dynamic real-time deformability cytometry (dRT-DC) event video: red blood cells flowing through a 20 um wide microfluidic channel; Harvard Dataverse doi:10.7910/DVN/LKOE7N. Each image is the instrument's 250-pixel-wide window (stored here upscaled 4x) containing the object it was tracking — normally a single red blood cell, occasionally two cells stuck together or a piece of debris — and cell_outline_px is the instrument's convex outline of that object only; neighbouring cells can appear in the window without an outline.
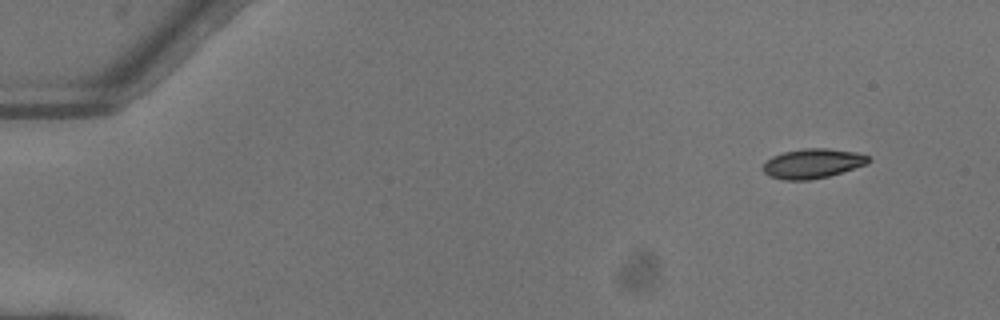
{"species": "common noctule bat (a hibernating species)", "species_latin": "Nyctalus noctula", "temperature_condition": "warm", "stored_images_in_passage": 48, "camera_frame_rate_fps": 3000, "um_per_image_px": 0.085, "animal": {"sex": "female"}, "frame": {"image": 1, "passage_image": 1, "time_ms": 0.0, "image_size_px": [1000, 320], "cell_outline_px": [[872, 160], [864, 164], [828, 176], [808, 180], [784, 180], [768, 176], [764, 172], [764, 164], [772, 156], [784, 152], [804, 148], [828, 148], [856, 152], [868, 156]], "centroid_in_image_um": [69.05, 13.89], "position_along_channel_um": 16.0, "area_um2": 17.92}}
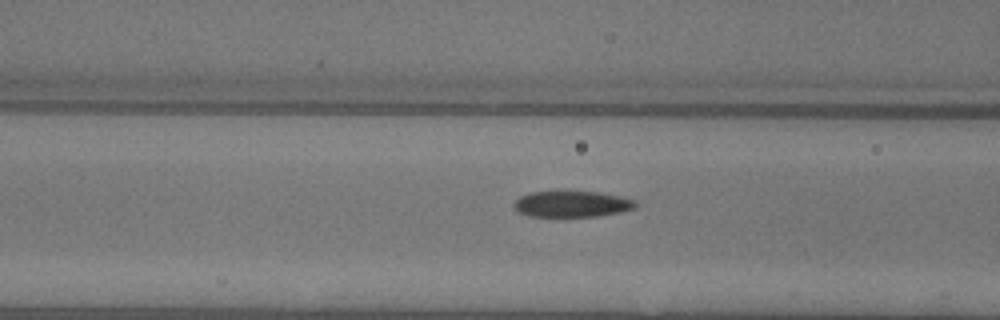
{"frame": {"image": 2, "passage_image": 18, "time_ms": 5.667, "image_size_px": [1000, 320], "cell_outline_px": [[636, 208], [620, 212], [596, 216], [528, 216], [516, 212], [512, 204], [520, 196], [532, 192], [596, 192], [620, 196], [636, 200]], "centroid_in_image_um": [48.59, 17.35], "position_along_channel_um": 118.0, "area_um2": 18.38}}
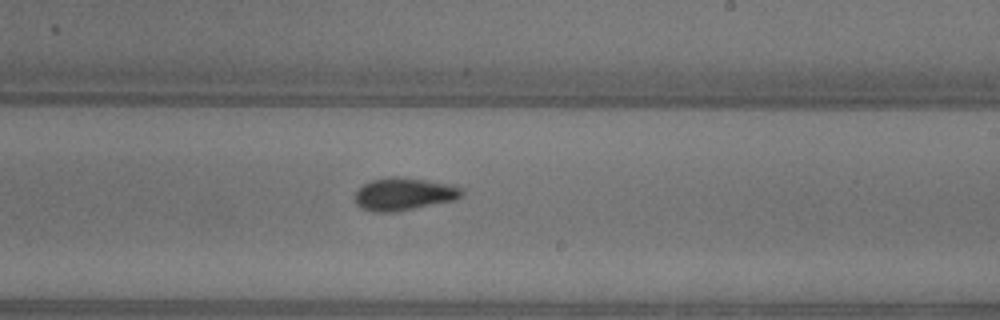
{"frame": {"image": 3, "passage_image": 28, "time_ms": 9.0, "image_size_px": [1000, 320], "cell_outline_px": [[464, 192], [456, 200], [396, 212], [376, 212], [360, 208], [356, 204], [356, 192], [364, 184], [372, 180], [392, 176], [396, 176], [424, 180], [444, 184], [460, 188]], "centroid_in_image_um": [34.3, 16.51], "position_along_channel_um": 254.7, "area_um2": 20.0}, "authors_computed_cell_mechanics": {"area_um2": 19.0162, "velocity_mm_per_s": 4.1057, "shape_relaxation_time_tau1_ms": 6.5858, "shape_relaxation_time_tau2_ms": 1.9285, "deformation_change_tau1": 0.1715, "deformation_change_tau2": 0.074}}